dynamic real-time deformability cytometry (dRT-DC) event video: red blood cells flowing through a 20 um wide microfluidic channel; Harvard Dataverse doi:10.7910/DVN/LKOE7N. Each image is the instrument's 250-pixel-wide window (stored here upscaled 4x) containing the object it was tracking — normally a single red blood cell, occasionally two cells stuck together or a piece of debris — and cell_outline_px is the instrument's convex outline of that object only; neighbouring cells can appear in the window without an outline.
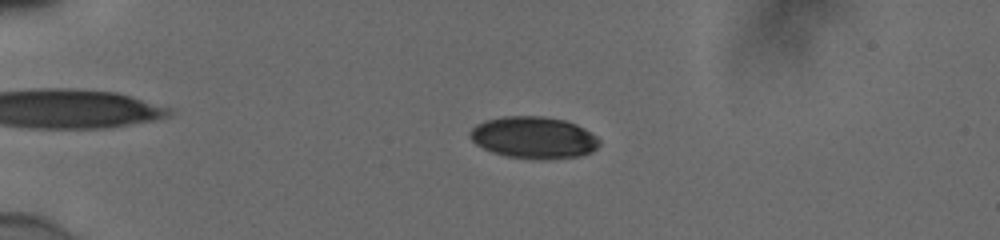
{"species": "human", "species_latin": "Homo sapiens", "temperature_condition": "cold", "stored_images_in_passage": 56, "camera_frame_rate_fps": 3000, "um_per_image_px": 0.085, "donor": {"sex": "male"}, "frame": {"image": 1, "passage_image": 15, "time_ms": 4.667, "image_size_px": [1000, 240], "cell_outline_px": [[600, 144], [592, 152], [580, 156], [548, 160], [544, 160], [508, 156], [492, 152], [476, 144], [468, 136], [468, 132], [476, 124], [488, 120], [504, 116], [544, 116], [564, 120], [576, 124], [584, 128], [596, 136], [600, 140]], "centroid_in_image_um": [45.38, 11.7], "position_along_channel_um": 39.6, "area_um2": 31.67}}
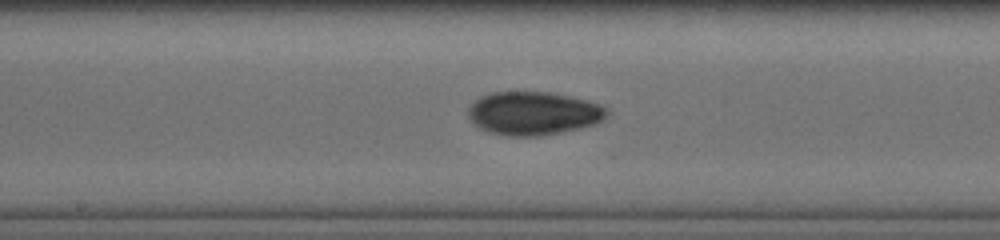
{"frame": {"image": 2, "passage_image": 32, "time_ms": 10.333, "image_size_px": [1000, 240], "cell_outline_px": [[608, 116], [604, 120], [596, 124], [580, 128], [544, 136], [504, 136], [488, 132], [480, 128], [468, 116], [468, 108], [480, 96], [492, 92], [548, 92], [588, 100], [600, 104], [608, 108]], "centroid_in_image_um": [45.38, 9.64], "position_along_channel_um": 202.8, "area_um2": 35.32}}
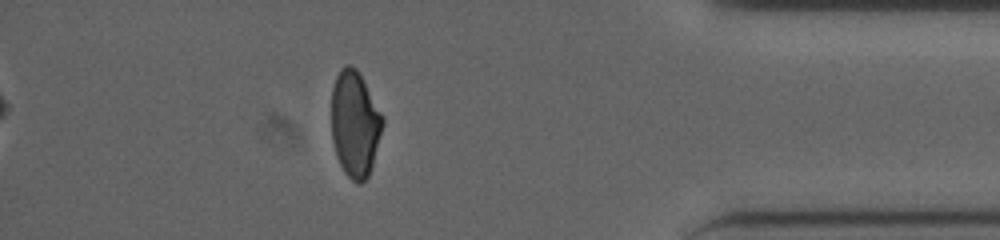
{"frame": {"image": 3, "passage_image": 50, "time_ms": 16.333, "image_size_px": [1000, 240], "cell_outline_px": [[384, 124], [372, 164], [368, 176], [360, 184], [356, 184], [344, 172], [336, 156], [332, 140], [332, 88], [336, 76], [340, 68], [344, 64], [352, 64], [356, 68], [384, 116]], "centroid_in_image_um": [30.16, 10.51], "position_along_channel_um": 405.0, "area_um2": 31.73}, "authors_computed_cell_mechanics": {"area_um2": 32.0212, "velocity_mm_per_s": 3.8796, "shape_relaxation_time_tau1_ms": 8.8217, "shape_relaxation_time_tau2_ms": 3.8568, "deformation_change_tau1": 0.1971, "deformation_change_tau2": 0.0692}}